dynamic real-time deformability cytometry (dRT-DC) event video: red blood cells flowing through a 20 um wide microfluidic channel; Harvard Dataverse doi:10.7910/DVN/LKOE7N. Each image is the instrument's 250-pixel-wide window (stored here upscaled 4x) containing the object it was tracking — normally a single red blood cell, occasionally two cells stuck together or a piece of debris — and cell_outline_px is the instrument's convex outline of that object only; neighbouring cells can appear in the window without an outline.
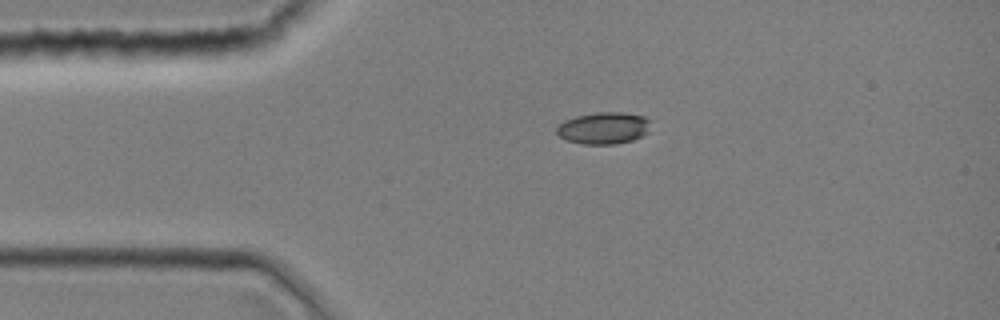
{"species": "common noctule bat (a hibernating species)", "species_latin": "Nyctalus noctula", "temperature_condition": "room temperature", "stored_images_in_passage": 2, "camera_frame_rate_fps": 3000, "um_per_image_px": 0.085, "animal": {"sex": "female", "body_mass_g": 19.0, "forearm_length_mm": 51.5}, "frame": {"image": 1, "passage_image": 1, "time_ms": 0.0, "image_size_px": [1000, 320], "cell_outline_px": [[652, 120], [648, 132], [632, 140], [616, 144], [580, 144], [568, 140], [560, 136], [556, 132], [556, 124], [564, 120], [576, 116], [596, 112], [624, 112], [644, 116]], "centroid_in_image_um": [51.31, 10.87], "position_along_channel_um": 33.7, "area_um2": 17.69}}